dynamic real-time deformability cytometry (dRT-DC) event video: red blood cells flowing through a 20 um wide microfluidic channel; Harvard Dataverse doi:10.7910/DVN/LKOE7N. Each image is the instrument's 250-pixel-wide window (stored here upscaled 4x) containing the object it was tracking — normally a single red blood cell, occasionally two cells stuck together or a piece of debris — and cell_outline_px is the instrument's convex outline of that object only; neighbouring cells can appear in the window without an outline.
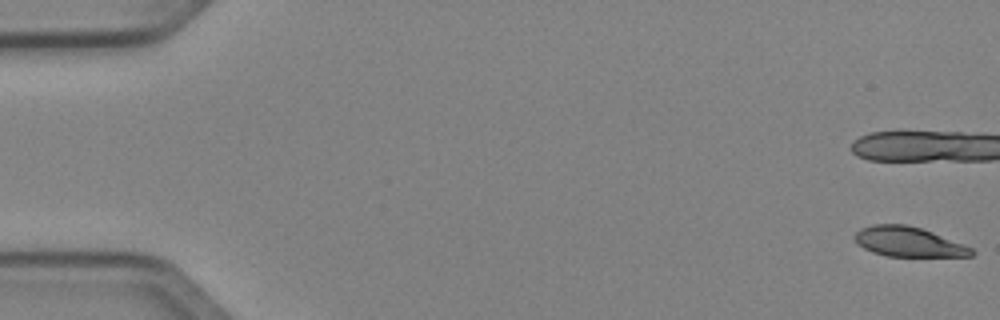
{"species": "Egyptian fruit bat (a non-hibernating species)", "species_latin": "Rousettus aegyptiacus", "temperature_condition": "cold", "stored_images_in_passage": 14, "camera_frame_rate_fps": 3000, "um_per_image_px": 0.085, "animal": {"sex": "female"}, "frame": {"image": 1, "passage_image": 1, "time_ms": 0.0, "image_size_px": [1000, 320], "cell_outline_px": [[976, 252], [972, 256], [888, 256], [872, 252], [856, 244], [852, 236], [860, 228], [872, 224], [908, 224], [932, 232], [972, 248]], "centroid_in_image_um": [77.16, 20.55], "position_along_channel_um": 7.8, "area_um2": 20.29}}